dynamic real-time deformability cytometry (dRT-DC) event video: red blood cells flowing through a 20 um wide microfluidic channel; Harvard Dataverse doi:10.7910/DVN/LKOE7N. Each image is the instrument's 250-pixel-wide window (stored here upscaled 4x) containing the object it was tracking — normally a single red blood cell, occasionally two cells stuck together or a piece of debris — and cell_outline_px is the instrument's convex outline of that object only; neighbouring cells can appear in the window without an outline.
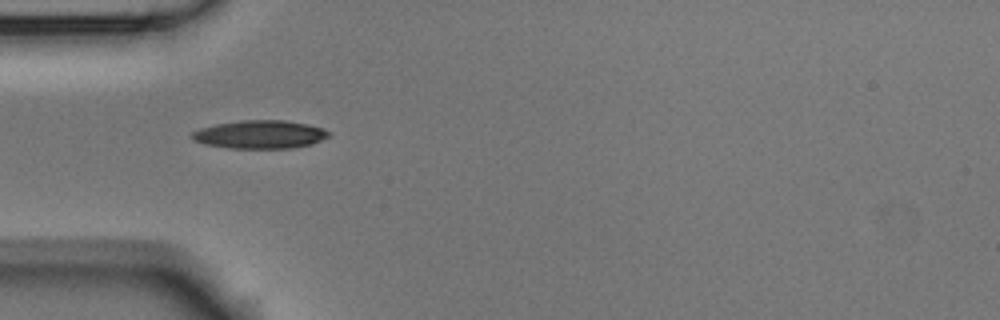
{"species": "Egyptian fruit bat (a non-hibernating species)", "species_latin": "Rousettus aegyptiacus", "temperature_condition": "room temperature", "stored_images_in_passage": 6, "camera_frame_rate_fps": 3000, "um_per_image_px": 0.085, "animal": {"sex": "male"}, "frame": {"image": 1, "passage_image": 5, "time_ms": 1.333, "image_size_px": [1000, 320], "cell_outline_px": [[332, 132], [328, 136], [312, 144], [292, 148], [228, 148], [204, 144], [192, 140], [188, 136], [192, 132], [200, 128], [216, 124], [240, 120], [284, 120], [308, 124], [324, 128]], "centroid_in_image_um": [22.07, 11.42], "position_along_channel_um": 62.9, "area_um2": 22.72}}
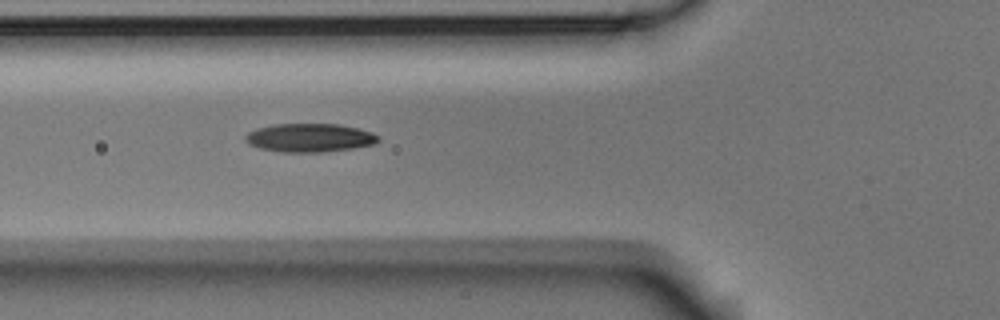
{"frame": {"image": 2, "passage_image": 6, "time_ms": 1.667, "image_size_px": [1000, 320], "cell_outline_px": [[380, 140], [372, 144], [352, 148], [324, 152], [284, 152], [260, 148], [248, 144], [244, 140], [244, 136], [248, 132], [256, 128], [272, 124], [340, 124], [372, 132], [380, 136]], "centroid_in_image_um": [26.29, 11.7], "position_along_channel_um": 99.5, "area_um2": 22.14}}